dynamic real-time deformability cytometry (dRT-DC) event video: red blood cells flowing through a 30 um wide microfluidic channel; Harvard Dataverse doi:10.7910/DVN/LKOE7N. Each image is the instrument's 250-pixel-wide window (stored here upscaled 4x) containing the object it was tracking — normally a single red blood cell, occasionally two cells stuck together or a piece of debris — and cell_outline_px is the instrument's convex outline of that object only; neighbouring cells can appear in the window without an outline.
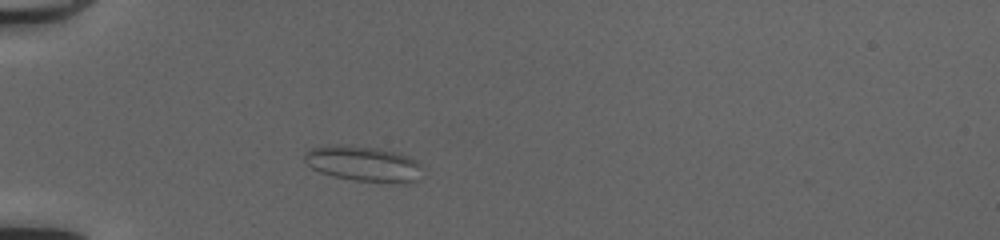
{"species": "common noctule bat (a hibernating species)", "species_latin": "Nyctalus noctula", "temperature_condition": "cold", "stored_images_in_passage": 44, "camera_frame_rate_fps": 3000, "um_per_image_px": 0.085, "animal": {"sex": "female", "body_mass_g": 20.0, "forearm_length_mm": 54.0}, "frame": {"image": 1, "passage_image": 8, "time_ms": 2.333, "image_size_px": [1000, 240], "cell_outline_px": [[420, 164], [416, 180], [356, 180], [336, 176], [320, 172], [312, 168], [304, 160], [304, 152], [312, 148], [376, 148], [396, 152], [408, 156], [416, 160]], "centroid_in_image_um": [30.84, 13.91], "position_along_channel_um": 54.2, "area_um2": 22.2}}
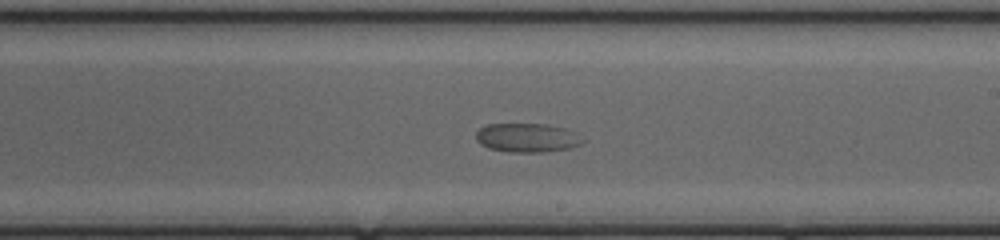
{"frame": {"image": 2, "passage_image": 24, "time_ms": 7.667, "image_size_px": [1000, 240], "cell_outline_px": [[588, 140], [572, 148], [544, 152], [508, 152], [488, 148], [480, 144], [476, 140], [476, 132], [480, 128], [488, 124], [548, 124], [564, 128], [576, 132]], "centroid_in_image_um": [44.85, 11.71], "position_along_channel_um": 244.1, "area_um2": 18.32}}
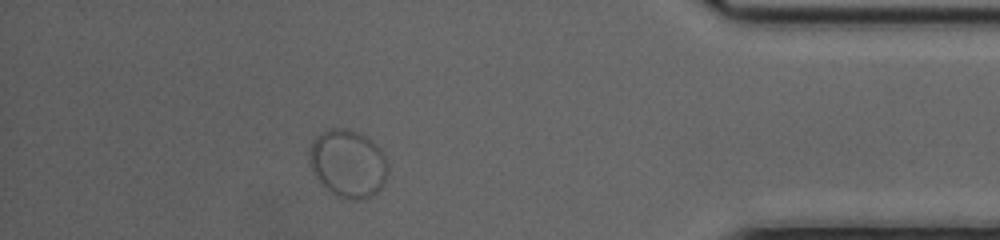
{"frame": {"image": 3, "passage_image": 39, "time_ms": 12.667, "image_size_px": [1000, 240], "cell_outline_px": [[388, 172], [380, 188], [372, 196], [356, 200], [348, 200], [336, 196], [328, 192], [316, 180], [312, 172], [308, 160], [308, 152], [312, 140], [320, 132], [332, 128], [348, 128], [360, 132], [372, 140], [380, 148], [388, 164]], "centroid_in_image_um": [29.53, 13.9], "position_along_channel_um": 405.7, "area_um2": 31.79}}